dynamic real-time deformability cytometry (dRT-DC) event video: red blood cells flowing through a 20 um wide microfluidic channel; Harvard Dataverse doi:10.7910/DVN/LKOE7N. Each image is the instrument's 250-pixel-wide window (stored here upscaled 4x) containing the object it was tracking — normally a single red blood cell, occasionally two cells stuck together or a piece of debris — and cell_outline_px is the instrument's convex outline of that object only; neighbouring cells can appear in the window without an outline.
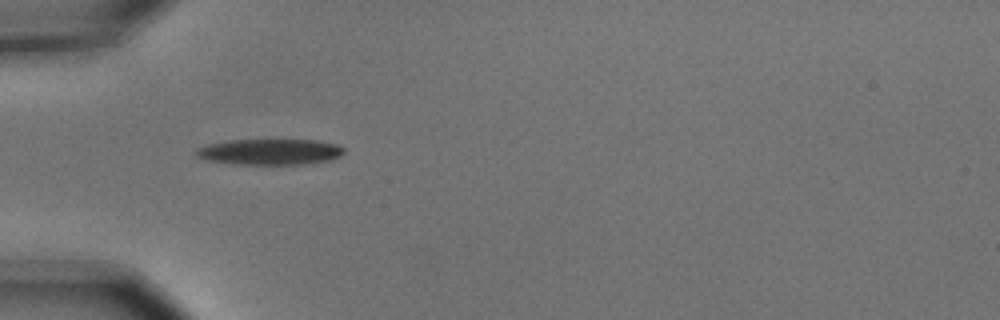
{"species": "common noctule bat (a hibernating species)", "species_latin": "Nyctalus noctula", "temperature_condition": "cold", "stored_images_in_passage": 3, "camera_frame_rate_fps": 3000, "um_per_image_px": 0.085, "animal": {"sex": "male", "body_mass_g": 15.6}, "frame": {"image": 1, "passage_image": 1, "time_ms": 0.0, "image_size_px": [1000, 320], "cell_outline_px": [[344, 152], [340, 156], [332, 160], [304, 164], [232, 164], [204, 160], [196, 156], [196, 148], [208, 144], [232, 140], [316, 140], [336, 144], [344, 148]], "centroid_in_image_um": [22.93, 12.91], "position_along_channel_um": 62.1, "area_um2": 22.37}}
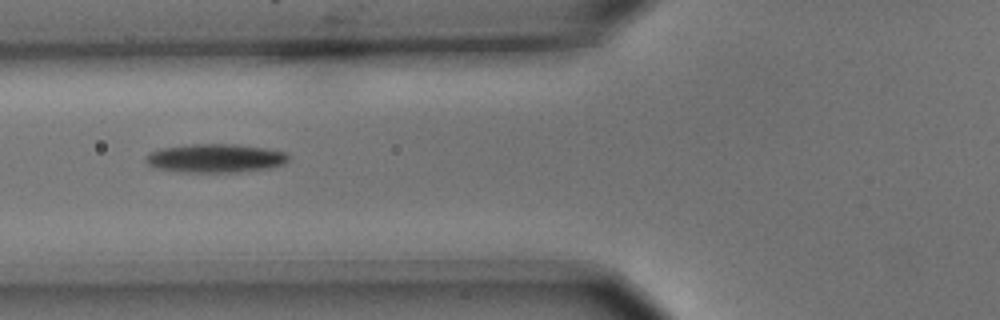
{"frame": {"image": 2, "passage_image": 2, "time_ms": 0.333, "image_size_px": [1000, 320], "cell_outline_px": [[288, 160], [284, 164], [272, 168], [240, 172], [180, 172], [156, 168], [148, 164], [144, 160], [144, 156], [160, 148], [192, 144], [240, 144], [264, 148], [284, 152], [288, 156]], "centroid_in_image_um": [18.3, 13.45], "position_along_channel_um": 107.5, "area_um2": 23.99}}
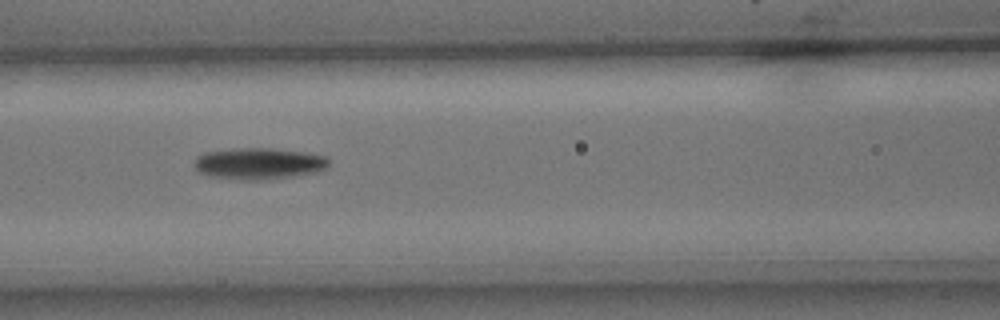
{"frame": {"image": 3, "passage_image": 3, "time_ms": 0.667, "image_size_px": [1000, 320], "cell_outline_px": [[328, 164], [324, 168], [316, 172], [292, 176], [264, 180], [244, 180], [208, 176], [196, 172], [196, 156], [204, 152], [236, 148], [268, 148], [304, 152], [328, 156]], "centroid_in_image_um": [21.96, 13.9], "position_along_channel_um": 144.6, "area_um2": 24.68}}